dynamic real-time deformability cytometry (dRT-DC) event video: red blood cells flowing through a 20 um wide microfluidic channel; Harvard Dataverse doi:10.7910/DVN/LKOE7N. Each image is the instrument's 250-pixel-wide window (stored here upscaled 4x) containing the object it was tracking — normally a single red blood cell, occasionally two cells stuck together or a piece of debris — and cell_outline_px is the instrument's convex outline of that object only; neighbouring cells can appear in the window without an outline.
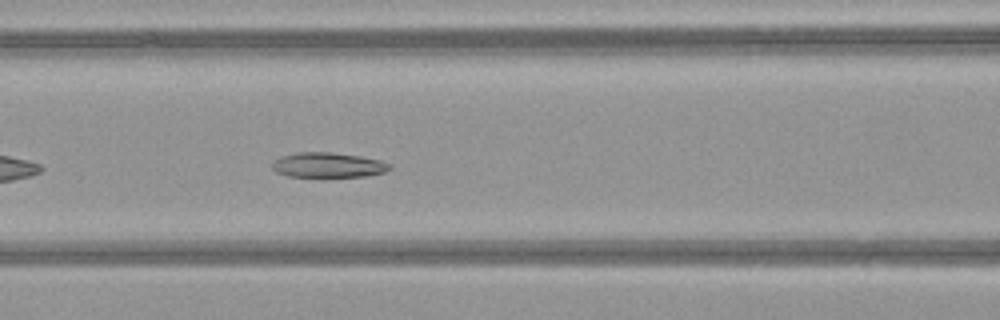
{"species": "common noctule bat (a hibernating species)", "species_latin": "Nyctalus noctula", "temperature_condition": "warm", "stored_images_in_passage": 37, "camera_frame_rate_fps": 3000, "um_per_image_px": 0.085, "animal": {"sex": "female", "body_mass_g": 21.9}, "frame": {"image": 1, "passage_image": 8, "time_ms": 2.333, "image_size_px": [1000, 320], "cell_outline_px": [[392, 168], [384, 172], [368, 176], [288, 176], [276, 172], [272, 168], [272, 160], [280, 156], [296, 152], [332, 152], [360, 156], [380, 160], [392, 164]], "centroid_in_image_um": [27.88, 14.01], "position_along_channel_um": 138.7, "area_um2": 17.17}}
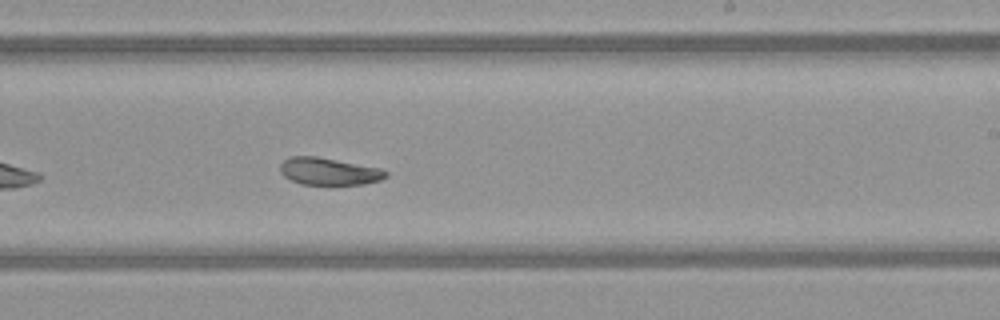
{"frame": {"image": 2, "passage_image": 17, "time_ms": 5.333, "image_size_px": [1000, 320], "cell_outline_px": [[388, 176], [380, 180], [364, 184], [332, 188], [300, 184], [284, 176], [280, 172], [280, 164], [288, 156], [316, 156], [380, 168], [388, 172]], "centroid_in_image_um": [27.96, 14.62], "position_along_channel_um": 261.0, "area_um2": 17.63}}
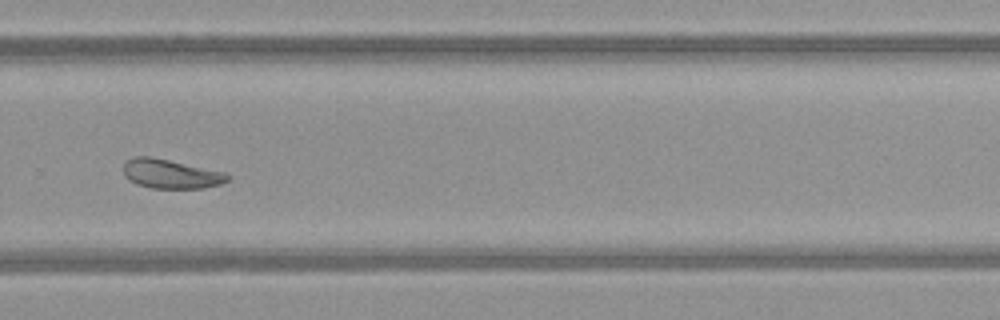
{"frame": {"image": 3, "passage_image": 21, "time_ms": 6.667, "image_size_px": [1000, 320], "cell_outline_px": [[228, 180], [220, 184], [204, 188], [152, 188], [136, 184], [128, 180], [124, 176], [124, 164], [128, 160], [136, 156], [152, 156], [224, 172], [228, 176]], "centroid_in_image_um": [14.48, 14.78], "position_along_channel_um": 315.3, "area_um2": 17.63}, "authors_computed_cell_mechanics": {"area_um2": 18.2648, "velocity_mm_per_s": 4.0819, "shape_relaxation_time_tau1_ms": 7.2619, "shape_relaxation_time_tau2_ms": 9.2296, "deformation_change_tau1": 0.1808, "deformation_change_tau2": 0.181}}